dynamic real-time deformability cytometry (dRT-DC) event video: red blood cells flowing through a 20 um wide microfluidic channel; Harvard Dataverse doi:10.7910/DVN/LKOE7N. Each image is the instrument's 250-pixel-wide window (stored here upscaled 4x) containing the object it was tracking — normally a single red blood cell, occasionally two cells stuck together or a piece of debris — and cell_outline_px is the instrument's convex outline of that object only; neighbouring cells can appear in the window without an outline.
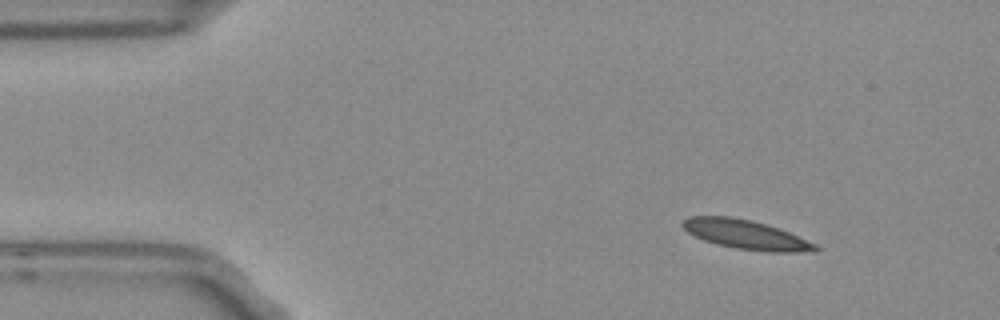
{"species": "Egyptian fruit bat (a non-hibernating species)", "species_latin": "Rousettus aegyptiacus", "temperature_condition": "room temperature", "stored_images_in_passage": 4, "camera_frame_rate_fps": 3000, "um_per_image_px": 0.085, "frame": {"image": 1, "passage_image": 1, "time_ms": 0.0, "image_size_px": [1000, 320], "cell_outline_px": [[820, 248], [792, 252], [772, 252], [736, 248], [716, 244], [704, 240], [688, 232], [680, 224], [688, 216], [728, 216], [748, 220], [764, 224], [788, 232], [816, 244]], "centroid_in_image_um": [63.31, 19.93], "position_along_channel_um": 21.7, "area_um2": 21.91}}
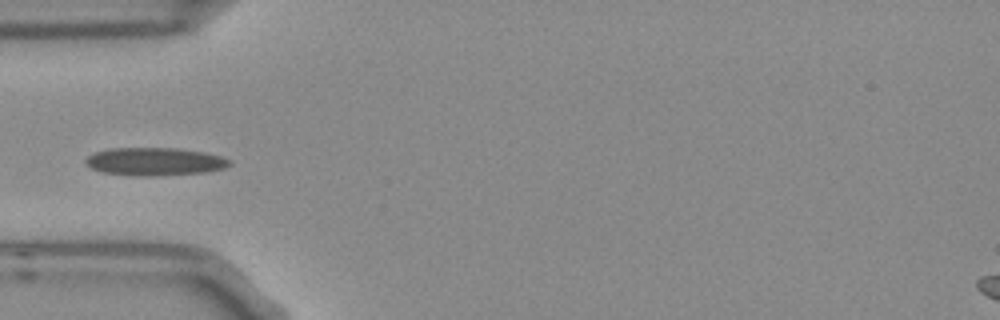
{"frame": {"image": 2, "passage_image": 4, "time_ms": 1.0, "image_size_px": [1000, 320], "cell_outline_px": [[232, 164], [224, 168], [204, 172], [156, 176], [132, 176], [104, 172], [92, 168], [84, 160], [88, 156], [96, 152], [108, 148], [176, 148], [204, 152], [220, 156], [228, 160]], "centroid_in_image_um": [13.14, 13.73], "position_along_channel_um": 71.9, "area_um2": 23.29}}